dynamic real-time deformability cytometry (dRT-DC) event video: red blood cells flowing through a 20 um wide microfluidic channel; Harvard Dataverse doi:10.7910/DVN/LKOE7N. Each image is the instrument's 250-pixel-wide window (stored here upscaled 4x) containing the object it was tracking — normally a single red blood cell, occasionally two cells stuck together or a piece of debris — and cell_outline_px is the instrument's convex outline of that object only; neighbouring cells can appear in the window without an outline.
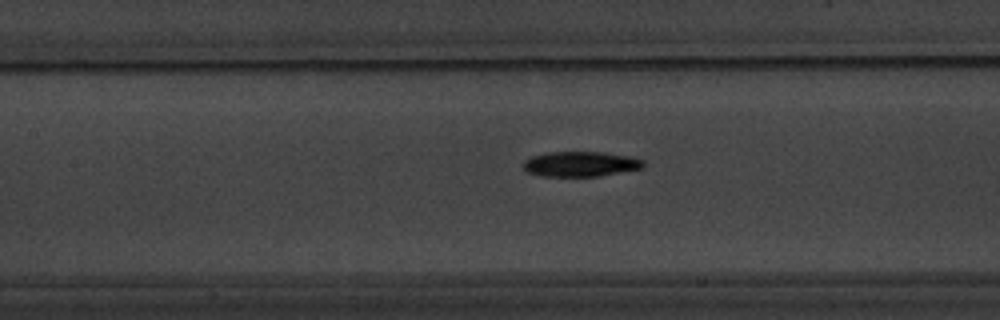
{"species": "common noctule bat (a hibernating species)", "species_latin": "Nyctalus noctula", "temperature_condition": "warm", "stored_images_in_passage": 41, "camera_frame_rate_fps": 3000, "um_per_image_px": 0.085, "animal": {"sex": "male", "body_mass_g": 20.1, "forearm_length_mm": 53.5}, "frame": {"image": 1, "passage_image": 11, "time_ms": 3.333, "image_size_px": [1000, 320], "cell_outline_px": [[644, 168], [600, 176], [540, 176], [528, 172], [524, 168], [524, 160], [532, 156], [544, 152], [604, 152], [632, 156], [644, 160]], "centroid_in_image_um": [49.38, 13.93], "position_along_channel_um": 158.0, "area_um2": 17.74}}
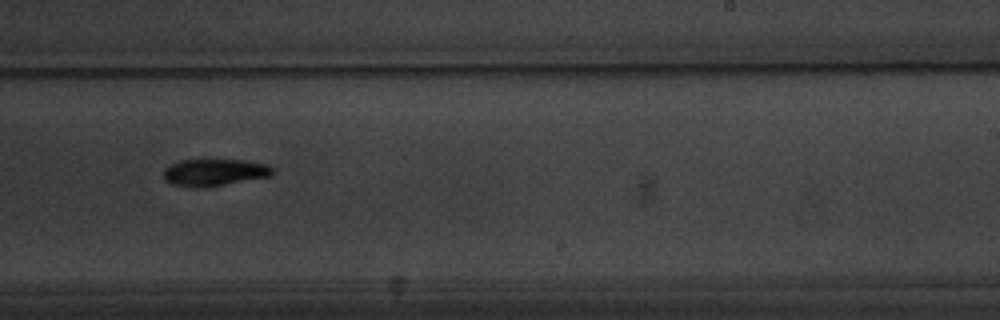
{"frame": {"image": 2, "passage_image": 20, "time_ms": 6.333, "image_size_px": [1000, 320], "cell_outline_px": [[272, 176], [204, 188], [192, 188], [172, 184], [164, 180], [164, 168], [180, 160], [244, 160], [268, 164], [272, 168]], "centroid_in_image_um": [18.21, 14.67], "position_along_channel_um": 270.8, "area_um2": 17.28}}
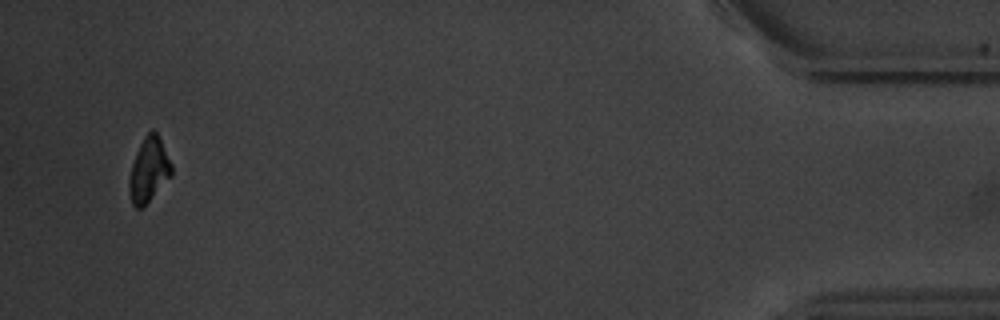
{"frame": {"image": 3, "passage_image": 38, "time_ms": 12.333, "image_size_px": [1000, 320], "cell_outline_px": [[172, 176], [144, 208], [136, 208], [132, 204], [128, 192], [128, 180], [132, 164], [136, 152], [144, 136], [152, 128], [156, 132], [172, 164]], "centroid_in_image_um": [12.64, 14.5], "position_along_channel_um": 422.6, "area_um2": 16.18}, "authors_computed_cell_mechanics": {"area_um2": 17.34, "velocity_mm_per_s": 3.764, "shape_relaxation_time_tau1_ms": 2.7031, "shape_relaxation_time_tau2_ms": null, "deformation_change_tau1": 0.1156, "deformation_change_tau2": null}}